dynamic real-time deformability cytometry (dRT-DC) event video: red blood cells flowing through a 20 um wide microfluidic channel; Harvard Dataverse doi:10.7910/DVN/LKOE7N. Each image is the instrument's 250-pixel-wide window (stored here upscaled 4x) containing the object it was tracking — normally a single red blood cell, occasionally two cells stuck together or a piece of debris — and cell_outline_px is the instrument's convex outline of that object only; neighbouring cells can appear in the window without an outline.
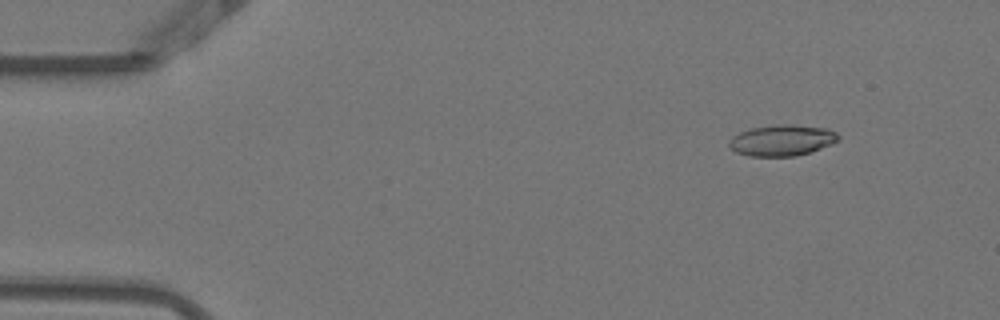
{"species": "Egyptian fruit bat (a non-hibernating species)", "species_latin": "Rousettus aegyptiacus", "temperature_condition": "warm", "stored_images_in_passage": 50, "camera_frame_rate_fps": 3000, "um_per_image_px": 0.085, "animal": {"sex": "female"}, "frame": {"image": 1, "passage_image": 4, "time_ms": 1.0, "image_size_px": [1000, 320], "cell_outline_px": [[840, 140], [832, 144], [796, 156], [748, 156], [736, 152], [728, 144], [728, 140], [732, 136], [740, 132], [752, 128], [776, 124], [792, 124], [828, 128], [836, 132], [840, 136]], "centroid_in_image_um": [66.48, 11.91], "position_along_channel_um": 18.5, "area_um2": 19.88}}
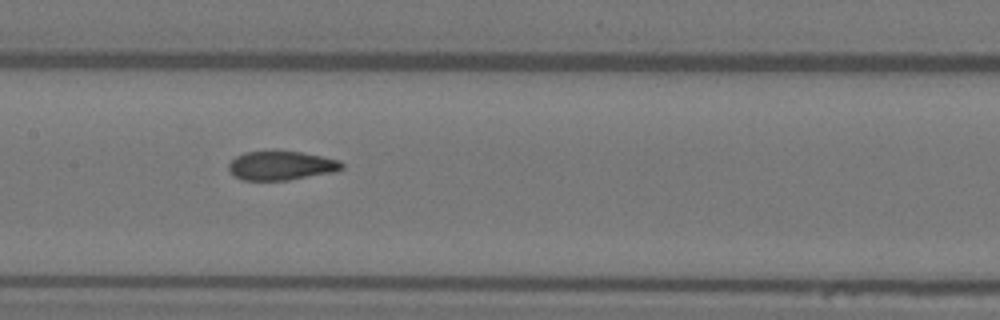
{"frame": {"image": 2, "passage_image": 24, "time_ms": 7.667, "image_size_px": [1000, 320], "cell_outline_px": [[344, 168], [332, 172], [288, 180], [244, 180], [236, 176], [228, 168], [228, 164], [236, 156], [244, 152], [272, 148], [276, 148], [300, 152], [340, 160], [344, 164]], "centroid_in_image_um": [23.88, 14.02], "position_along_channel_um": 183.5, "area_um2": 19.59}}
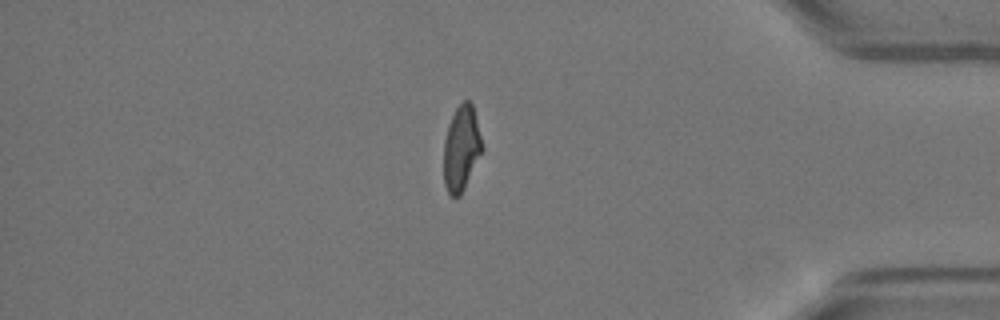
{"frame": {"image": 3, "passage_image": 43, "time_ms": 14.0, "image_size_px": [1000, 320], "cell_outline_px": [[484, 148], [460, 196], [452, 196], [448, 192], [444, 184], [444, 140], [448, 124], [456, 108], [464, 100], [468, 100], [472, 104]], "centroid_in_image_um": [39.21, 12.6], "position_along_channel_um": 396.0, "area_um2": 18.9}, "authors_computed_cell_mechanics": {"area_um2": 19.8543, "velocity_mm_per_s": 3.8533, "shape_relaxation_time_tau1_ms": null, "shape_relaxation_time_tau2_ms": 1.3144, "deformation_change_tau1": null, "deformation_change_tau2": 0.0714}}